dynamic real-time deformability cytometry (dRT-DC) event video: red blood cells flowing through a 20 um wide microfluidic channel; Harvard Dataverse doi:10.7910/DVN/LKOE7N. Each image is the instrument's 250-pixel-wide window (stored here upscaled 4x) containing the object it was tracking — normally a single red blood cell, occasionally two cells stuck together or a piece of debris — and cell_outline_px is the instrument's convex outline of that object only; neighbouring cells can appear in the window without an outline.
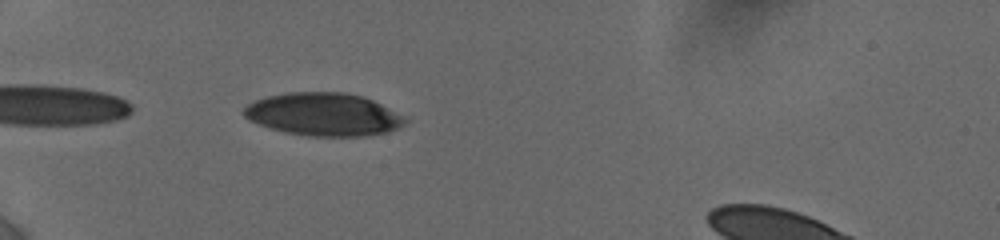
{"species": "human", "species_latin": "Homo sapiens", "temperature_condition": "cold", "stored_images_in_passage": 41, "camera_frame_rate_fps": 3000, "um_per_image_px": 0.085, "donor": {"sex": "female"}, "frame": {"image": 1, "passage_image": 2, "time_ms": 0.333, "image_size_px": [1000, 240], "cell_outline_px": [[408, 120], [400, 128], [388, 132], [368, 136], [308, 136], [284, 132], [248, 120], [240, 112], [248, 104], [256, 100], [268, 96], [288, 92], [344, 92], [364, 96], [408, 116]], "centroid_in_image_um": [27.56, 9.72], "position_along_channel_um": 57.4, "area_um2": 40.75}}
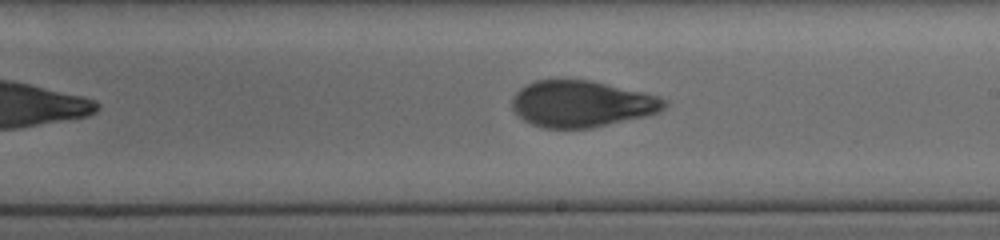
{"frame": {"image": 2, "passage_image": 20, "time_ms": 5.667, "image_size_px": [1000, 240], "cell_outline_px": [[668, 104], [660, 112], [644, 116], [592, 128], [544, 128], [532, 124], [524, 120], [512, 108], [512, 100], [516, 92], [520, 88], [536, 80], [592, 80], [660, 96], [668, 100]], "centroid_in_image_um": [49.47, 8.82], "position_along_channel_um": 239.5, "area_um2": 41.15}}
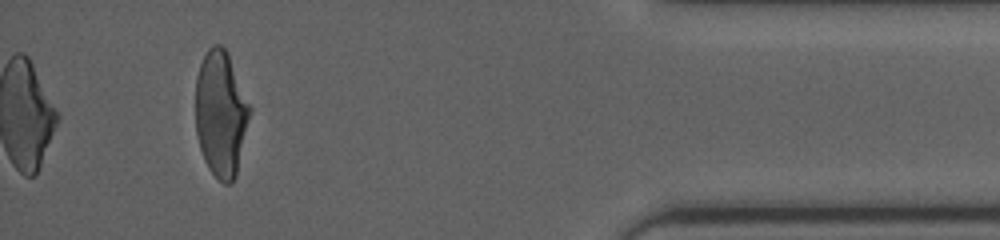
{"frame": {"image": 3, "passage_image": 41, "time_ms": 11.333, "image_size_px": [1000, 240], "cell_outline_px": [[252, 112], [236, 176], [228, 184], [224, 184], [208, 168], [204, 160], [200, 148], [196, 132], [196, 76], [200, 64], [208, 48], [212, 44], [220, 44], [228, 52], [252, 108]], "centroid_in_image_um": [18.79, 9.64], "position_along_channel_um": 416.4, "area_um2": 40.17}, "authors_computed_cell_mechanics": {"area_um2": 41.5582, "velocity_mm_per_s": 3.8515, "shape_relaxation_time_tau1_ms": 4.259, "shape_relaxation_time_tau2_ms": 1.0411, "deformation_change_tau1": 0.1684, "deformation_change_tau2": 0.0661}}